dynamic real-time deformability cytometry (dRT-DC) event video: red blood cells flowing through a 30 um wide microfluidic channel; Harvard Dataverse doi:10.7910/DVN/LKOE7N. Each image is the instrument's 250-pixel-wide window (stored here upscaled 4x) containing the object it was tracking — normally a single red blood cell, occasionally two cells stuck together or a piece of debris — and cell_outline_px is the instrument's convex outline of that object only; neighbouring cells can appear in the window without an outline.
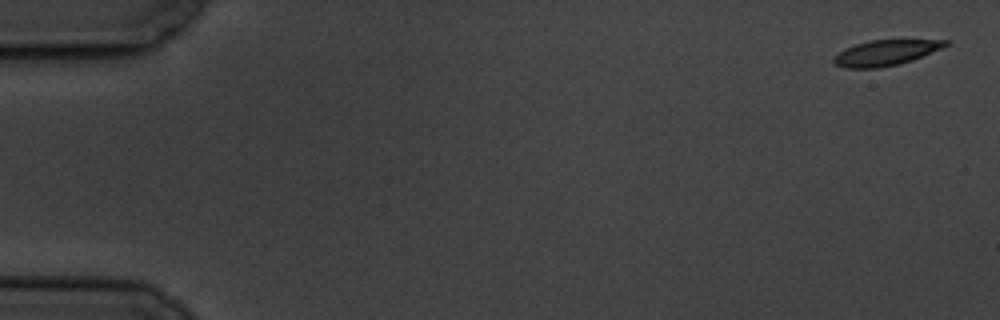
{"species": "common noctule bat (a hibernating species)", "species_latin": "Nyctalus noctula", "temperature_condition": "cold", "stored_images_in_passage": 8, "camera_frame_rate_fps": 3000, "um_per_image_px": 0.085, "animal": {"sex": "male", "body_mass_g": 19.5, "forearm_length_mm": 54.6}, "frame": {"image": 1, "passage_image": 1, "time_ms": 0.0, "image_size_px": [1000, 320], "cell_outline_px": [[952, 44], [912, 60], [880, 68], [844, 68], [836, 64], [832, 60], [832, 56], [844, 48], [856, 44], [872, 40], [952, 40]], "centroid_in_image_um": [75.28, 4.48], "position_along_channel_um": 9.7, "area_um2": 16.65}}
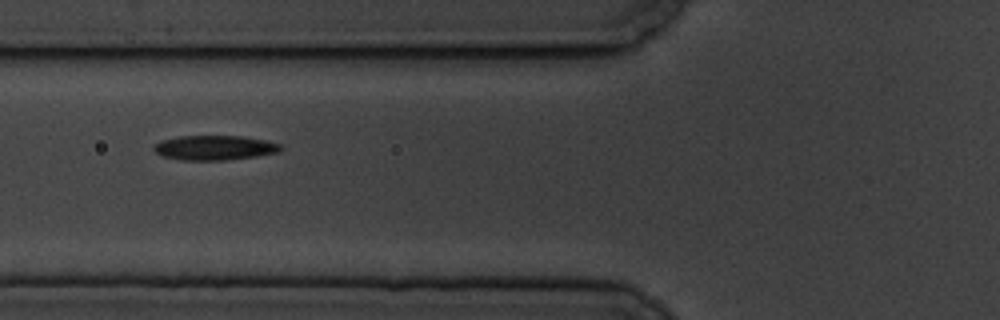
{"frame": {"image": 2, "passage_image": 7, "time_ms": 7.0, "image_size_px": [1000, 320], "cell_outline_px": [[284, 148], [280, 152], [256, 156], [224, 160], [180, 160], [164, 156], [156, 152], [152, 148], [160, 140], [180, 136], [240, 136], [264, 140], [280, 144]], "centroid_in_image_um": [18.25, 12.56], "position_along_channel_um": 107.6, "area_um2": 18.15}}
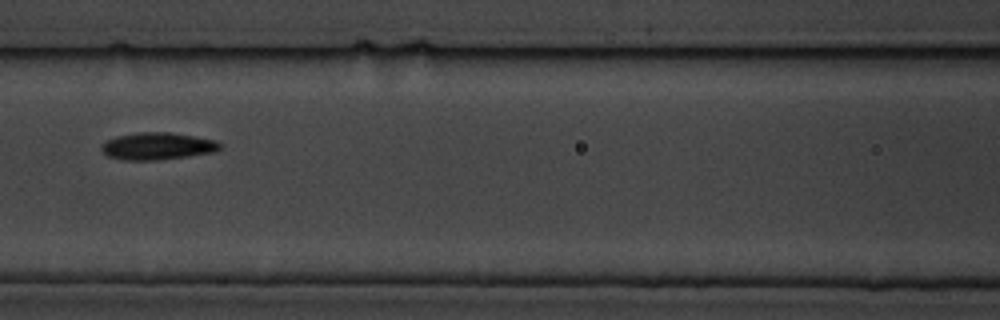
{"frame": {"image": 3, "passage_image": 8, "time_ms": 8.333, "image_size_px": [1000, 320], "cell_outline_px": [[220, 148], [216, 152], [188, 156], [156, 160], [124, 160], [108, 156], [100, 148], [100, 144], [116, 136], [136, 132], [168, 132], [216, 140], [220, 144]], "centroid_in_image_um": [13.36, 12.42], "position_along_channel_um": 153.2, "area_um2": 18.73}}